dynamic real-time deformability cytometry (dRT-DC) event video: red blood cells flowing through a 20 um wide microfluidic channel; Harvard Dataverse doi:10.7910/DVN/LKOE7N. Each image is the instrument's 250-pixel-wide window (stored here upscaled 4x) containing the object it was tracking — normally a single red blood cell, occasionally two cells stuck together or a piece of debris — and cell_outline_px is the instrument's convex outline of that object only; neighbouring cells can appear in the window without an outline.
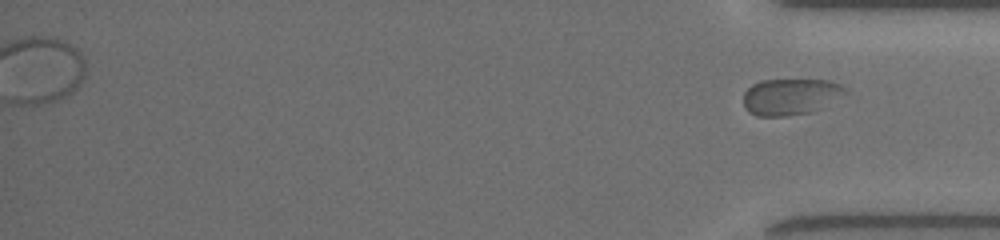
{"species": "common noctule bat (a hibernating species)", "species_latin": "Nyctalus noctula", "temperature_condition": "room temperature", "stored_images_in_passage": 49, "segment_of_instrument_passage": [2, 2], "camera_frame_rate_fps": 3000, "um_per_image_px": 0.085, "animal": {"sex": "female", "body_mass_g": 19.5, "forearm_length_mm": 54.1}, "frame": {"image": 1, "passage_image": 49, "time_ms": 12.333, "image_size_px": [1000, 240], "cell_outline_px": [[852, 92], [812, 112], [784, 116], [756, 116], [748, 112], [744, 108], [744, 92], [752, 84], [760, 80], [828, 80], [840, 84], [848, 88]], "centroid_in_image_um": [67.24, 8.21], "position_along_channel_um": 368.0, "area_um2": 21.96}}